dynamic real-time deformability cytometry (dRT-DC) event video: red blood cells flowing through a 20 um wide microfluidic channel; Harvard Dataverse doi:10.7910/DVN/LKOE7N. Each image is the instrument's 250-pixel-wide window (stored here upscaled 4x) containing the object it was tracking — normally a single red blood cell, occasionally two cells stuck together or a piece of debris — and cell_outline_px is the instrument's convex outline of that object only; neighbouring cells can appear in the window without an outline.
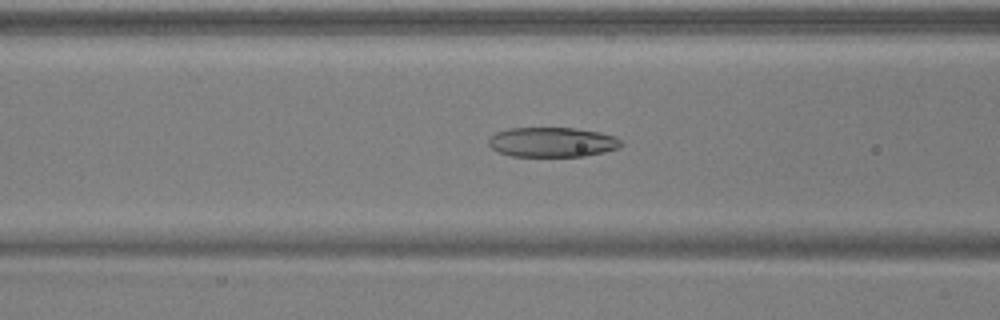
{"species": "common noctule bat (a hibernating species)", "species_latin": "Nyctalus noctula", "temperature_condition": "warm", "stored_images_in_passage": 41, "camera_frame_rate_fps": 3000, "um_per_image_px": 0.085, "animal": {"sex": "male", "body_mass_g": 17.9, "forearm_length_mm": 54.2}, "frame": {"image": 1, "passage_image": 11, "time_ms": 3.333, "image_size_px": [1000, 320], "cell_outline_px": [[624, 144], [616, 148], [604, 152], [584, 156], [512, 156], [500, 152], [492, 148], [488, 144], [488, 140], [496, 132], [508, 128], [576, 128], [600, 132], [616, 136]], "centroid_in_image_um": [46.95, 12.07], "position_along_channel_um": 119.6, "area_um2": 22.95}}
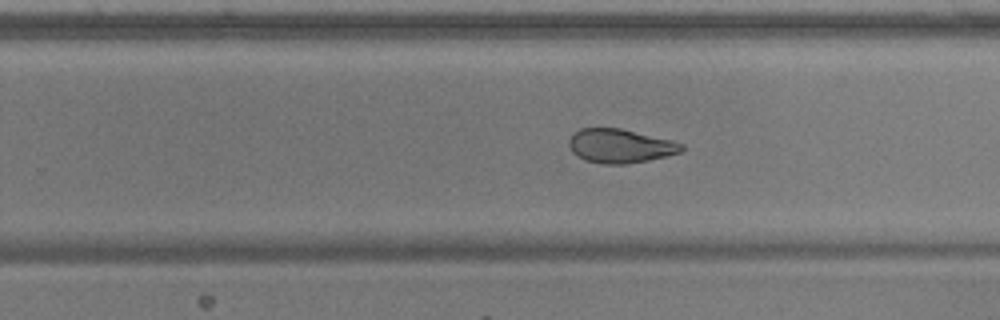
{"frame": {"image": 2, "passage_image": 23, "time_ms": 7.333, "image_size_px": [1000, 320], "cell_outline_px": [[684, 148], [680, 152], [668, 156], [648, 160], [624, 164], [604, 164], [584, 160], [572, 152], [568, 144], [568, 140], [572, 132], [580, 128], [620, 128], [672, 140], [684, 144]], "centroid_in_image_um": [52.69, 12.4], "position_along_channel_um": 277.1, "area_um2": 22.43}}
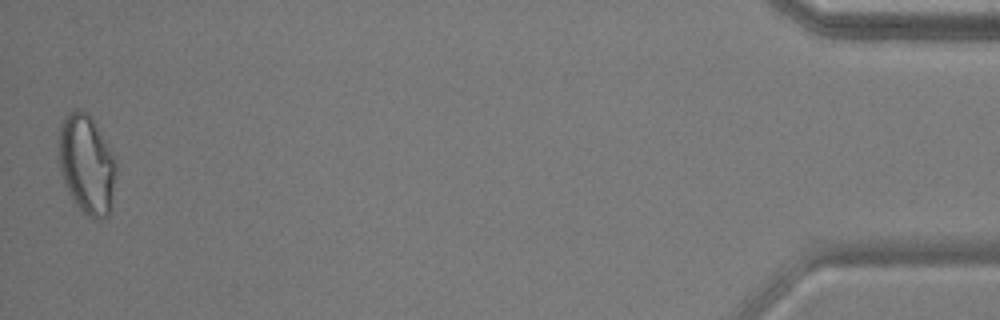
{"frame": {"image": 3, "passage_image": 41, "time_ms": 13.333, "image_size_px": [1000, 320], "cell_outline_px": [[116, 172], [108, 216], [104, 220], [96, 220], [88, 216], [80, 208], [68, 192], [64, 184], [60, 164], [60, 124], [68, 112], [76, 108], [84, 112], [92, 120], [100, 132], [116, 160]], "centroid_in_image_um": [7.37, 13.99], "position_along_channel_um": 427.8, "area_um2": 32.48}, "authors_computed_cell_mechanics": {"area_um2": 24.9696, "velocity_mm_per_s": 3.9376, "shape_relaxation_time_tau1_ms": null, "shape_relaxation_time_tau2_ms": 1.9856, "deformation_change_tau1": null, "deformation_change_tau2": 0.0888}}